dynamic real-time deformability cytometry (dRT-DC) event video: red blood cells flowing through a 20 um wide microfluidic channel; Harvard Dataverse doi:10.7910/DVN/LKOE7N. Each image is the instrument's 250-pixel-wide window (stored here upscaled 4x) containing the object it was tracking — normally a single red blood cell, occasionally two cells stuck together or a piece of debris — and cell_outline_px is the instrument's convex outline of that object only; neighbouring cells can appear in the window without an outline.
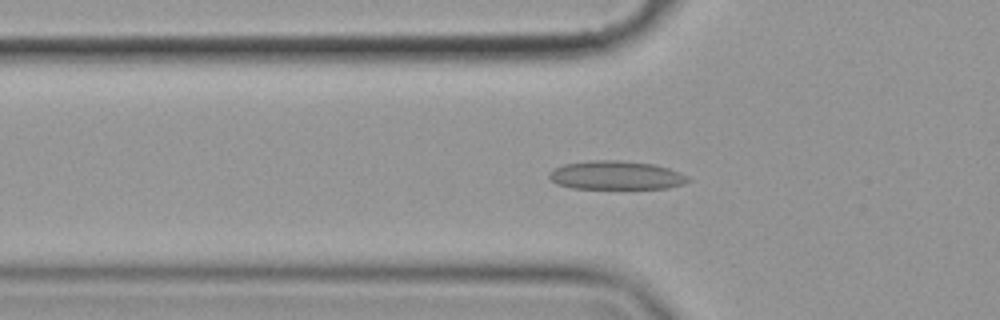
{"species": "common noctule bat (a hibernating species)", "species_latin": "Nyctalus noctula", "temperature_condition": "cold", "stored_images_in_passage": 49, "camera_frame_rate_fps": 3000, "um_per_image_px": 0.085, "animal": {"sex": "female", "body_mass_g": 19.9}, "frame": {"image": 1, "passage_image": 12, "time_ms": 3.667, "image_size_px": [1000, 320], "cell_outline_px": [[692, 180], [684, 184], [668, 188], [572, 188], [556, 184], [548, 176], [556, 168], [564, 164], [592, 160], [620, 160], [656, 164], [668, 168], [688, 176]], "centroid_in_image_um": [52.41, 14.89], "position_along_channel_um": 73.4, "area_um2": 23.12}}
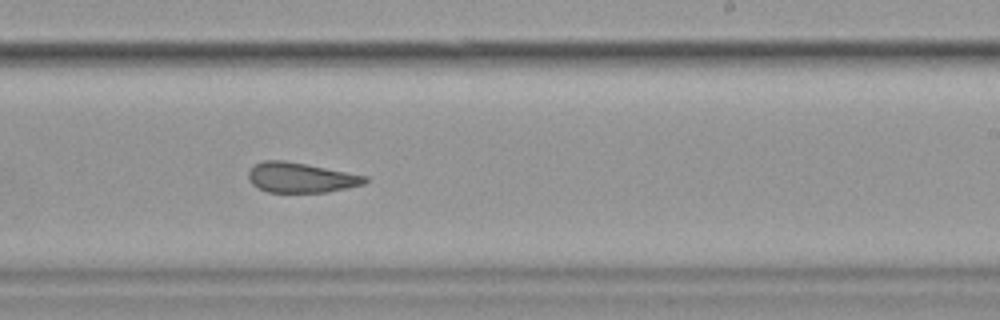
{"frame": {"image": 2, "passage_image": 28, "time_ms": 9.0, "image_size_px": [1000, 320], "cell_outline_px": [[368, 180], [364, 184], [348, 188], [328, 192], [268, 192], [252, 184], [248, 180], [248, 172], [256, 164], [264, 160], [284, 160], [368, 176]], "centroid_in_image_um": [25.58, 15.1], "position_along_channel_um": 263.4, "area_um2": 20.29}}
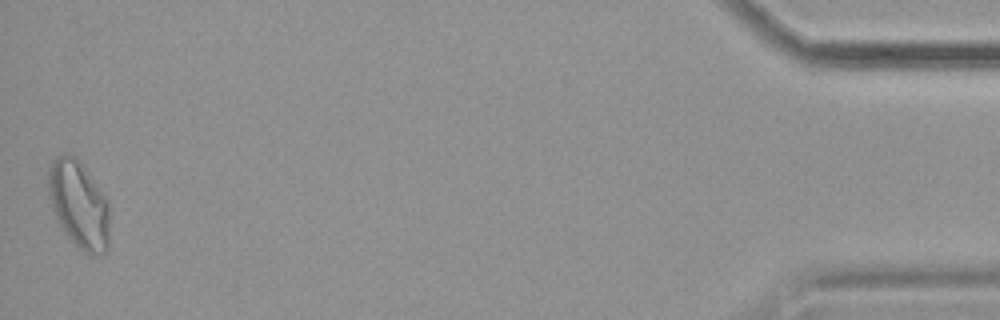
{"frame": {"image": 3, "passage_image": 49, "time_ms": 16.0, "image_size_px": [1000, 320], "cell_outline_px": [[108, 248], [100, 256], [88, 256], [72, 244], [56, 220], [48, 196], [48, 172], [56, 156], [64, 152], [68, 152], [80, 164], [108, 200]], "centroid_in_image_um": [6.68, 17.47], "position_along_channel_um": 428.5, "area_um2": 31.21}, "authors_computed_cell_mechanics": {"area_um2": 22.831, "velocity_mm_per_s": 3.5671, "shape_relaxation_time_tau1_ms": 9.8498, "shape_relaxation_time_tau2_ms": 2.1699, "deformation_change_tau1": 0.1727, "deformation_change_tau2": 0.0831}}